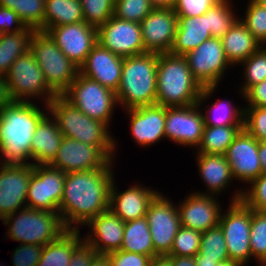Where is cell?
<instances>
[{"label": "cell", "mask_w": 266, "mask_h": 266, "mask_svg": "<svg viewBox=\"0 0 266 266\" xmlns=\"http://www.w3.org/2000/svg\"><path fill=\"white\" fill-rule=\"evenodd\" d=\"M200 242L201 232L181 226L167 256L194 257L199 252Z\"/></svg>", "instance_id": "obj_44"}, {"label": "cell", "mask_w": 266, "mask_h": 266, "mask_svg": "<svg viewBox=\"0 0 266 266\" xmlns=\"http://www.w3.org/2000/svg\"><path fill=\"white\" fill-rule=\"evenodd\" d=\"M80 231L69 229L59 239L44 245L37 266H68L74 249L83 241Z\"/></svg>", "instance_id": "obj_31"}, {"label": "cell", "mask_w": 266, "mask_h": 266, "mask_svg": "<svg viewBox=\"0 0 266 266\" xmlns=\"http://www.w3.org/2000/svg\"><path fill=\"white\" fill-rule=\"evenodd\" d=\"M172 266H196L194 257L172 256Z\"/></svg>", "instance_id": "obj_55"}, {"label": "cell", "mask_w": 266, "mask_h": 266, "mask_svg": "<svg viewBox=\"0 0 266 266\" xmlns=\"http://www.w3.org/2000/svg\"><path fill=\"white\" fill-rule=\"evenodd\" d=\"M96 250L84 240L74 249L68 266H90Z\"/></svg>", "instance_id": "obj_52"}, {"label": "cell", "mask_w": 266, "mask_h": 266, "mask_svg": "<svg viewBox=\"0 0 266 266\" xmlns=\"http://www.w3.org/2000/svg\"><path fill=\"white\" fill-rule=\"evenodd\" d=\"M194 154L199 176L206 186L205 189L207 188L206 191L202 192L200 190L195 193L218 196L228 189L230 185L232 186L234 178L225 155Z\"/></svg>", "instance_id": "obj_26"}, {"label": "cell", "mask_w": 266, "mask_h": 266, "mask_svg": "<svg viewBox=\"0 0 266 266\" xmlns=\"http://www.w3.org/2000/svg\"><path fill=\"white\" fill-rule=\"evenodd\" d=\"M178 17L173 8H154L141 22L145 51L169 53L173 47Z\"/></svg>", "instance_id": "obj_21"}, {"label": "cell", "mask_w": 266, "mask_h": 266, "mask_svg": "<svg viewBox=\"0 0 266 266\" xmlns=\"http://www.w3.org/2000/svg\"><path fill=\"white\" fill-rule=\"evenodd\" d=\"M259 143L264 146V151H266V137L259 140Z\"/></svg>", "instance_id": "obj_61"}, {"label": "cell", "mask_w": 266, "mask_h": 266, "mask_svg": "<svg viewBox=\"0 0 266 266\" xmlns=\"http://www.w3.org/2000/svg\"><path fill=\"white\" fill-rule=\"evenodd\" d=\"M149 266H172V256H155L151 258Z\"/></svg>", "instance_id": "obj_56"}, {"label": "cell", "mask_w": 266, "mask_h": 266, "mask_svg": "<svg viewBox=\"0 0 266 266\" xmlns=\"http://www.w3.org/2000/svg\"><path fill=\"white\" fill-rule=\"evenodd\" d=\"M13 102L14 100L10 94L8 83L5 77L0 75V110Z\"/></svg>", "instance_id": "obj_53"}, {"label": "cell", "mask_w": 266, "mask_h": 266, "mask_svg": "<svg viewBox=\"0 0 266 266\" xmlns=\"http://www.w3.org/2000/svg\"><path fill=\"white\" fill-rule=\"evenodd\" d=\"M80 3L84 21L97 29L114 15L115 0H80Z\"/></svg>", "instance_id": "obj_43"}, {"label": "cell", "mask_w": 266, "mask_h": 266, "mask_svg": "<svg viewBox=\"0 0 266 266\" xmlns=\"http://www.w3.org/2000/svg\"><path fill=\"white\" fill-rule=\"evenodd\" d=\"M216 90L217 86L202 88L197 101L203 113L205 126L244 125V105L241 107L235 106L232 101L226 98L217 99L216 102H211L209 106L205 105L207 100L209 101L213 94L217 92Z\"/></svg>", "instance_id": "obj_28"}, {"label": "cell", "mask_w": 266, "mask_h": 266, "mask_svg": "<svg viewBox=\"0 0 266 266\" xmlns=\"http://www.w3.org/2000/svg\"><path fill=\"white\" fill-rule=\"evenodd\" d=\"M63 135L48 112L37 124L31 141L30 164L49 165L56 156ZM32 160V161H31Z\"/></svg>", "instance_id": "obj_27"}, {"label": "cell", "mask_w": 266, "mask_h": 266, "mask_svg": "<svg viewBox=\"0 0 266 266\" xmlns=\"http://www.w3.org/2000/svg\"><path fill=\"white\" fill-rule=\"evenodd\" d=\"M125 113L130 121V136L136 145L147 148L166 139L164 106L158 104L142 106L126 109Z\"/></svg>", "instance_id": "obj_22"}, {"label": "cell", "mask_w": 266, "mask_h": 266, "mask_svg": "<svg viewBox=\"0 0 266 266\" xmlns=\"http://www.w3.org/2000/svg\"><path fill=\"white\" fill-rule=\"evenodd\" d=\"M156 104L183 107L196 104L202 86L193 77L184 56L158 54Z\"/></svg>", "instance_id": "obj_4"}, {"label": "cell", "mask_w": 266, "mask_h": 266, "mask_svg": "<svg viewBox=\"0 0 266 266\" xmlns=\"http://www.w3.org/2000/svg\"><path fill=\"white\" fill-rule=\"evenodd\" d=\"M35 31L26 27L20 32L0 34V75L5 76L13 62L30 51L31 38Z\"/></svg>", "instance_id": "obj_32"}, {"label": "cell", "mask_w": 266, "mask_h": 266, "mask_svg": "<svg viewBox=\"0 0 266 266\" xmlns=\"http://www.w3.org/2000/svg\"><path fill=\"white\" fill-rule=\"evenodd\" d=\"M250 247L258 266L266 265V211L251 209Z\"/></svg>", "instance_id": "obj_40"}, {"label": "cell", "mask_w": 266, "mask_h": 266, "mask_svg": "<svg viewBox=\"0 0 266 266\" xmlns=\"http://www.w3.org/2000/svg\"><path fill=\"white\" fill-rule=\"evenodd\" d=\"M48 112L57 122L63 137L81 141L92 146H116L115 136L105 123L94 120L57 95L48 104Z\"/></svg>", "instance_id": "obj_6"}, {"label": "cell", "mask_w": 266, "mask_h": 266, "mask_svg": "<svg viewBox=\"0 0 266 266\" xmlns=\"http://www.w3.org/2000/svg\"><path fill=\"white\" fill-rule=\"evenodd\" d=\"M120 250L154 257V246L146 216L124 223Z\"/></svg>", "instance_id": "obj_34"}, {"label": "cell", "mask_w": 266, "mask_h": 266, "mask_svg": "<svg viewBox=\"0 0 266 266\" xmlns=\"http://www.w3.org/2000/svg\"><path fill=\"white\" fill-rule=\"evenodd\" d=\"M161 191L150 202L146 218L149 225L154 257L168 255L181 227L177 204Z\"/></svg>", "instance_id": "obj_13"}, {"label": "cell", "mask_w": 266, "mask_h": 266, "mask_svg": "<svg viewBox=\"0 0 266 266\" xmlns=\"http://www.w3.org/2000/svg\"><path fill=\"white\" fill-rule=\"evenodd\" d=\"M215 266H244V265L237 261L227 259L221 262H217Z\"/></svg>", "instance_id": "obj_60"}, {"label": "cell", "mask_w": 266, "mask_h": 266, "mask_svg": "<svg viewBox=\"0 0 266 266\" xmlns=\"http://www.w3.org/2000/svg\"><path fill=\"white\" fill-rule=\"evenodd\" d=\"M196 266H215L218 261L203 260L198 255L194 256Z\"/></svg>", "instance_id": "obj_59"}, {"label": "cell", "mask_w": 266, "mask_h": 266, "mask_svg": "<svg viewBox=\"0 0 266 266\" xmlns=\"http://www.w3.org/2000/svg\"><path fill=\"white\" fill-rule=\"evenodd\" d=\"M255 1L261 4L262 6L266 7V0H255Z\"/></svg>", "instance_id": "obj_62"}, {"label": "cell", "mask_w": 266, "mask_h": 266, "mask_svg": "<svg viewBox=\"0 0 266 266\" xmlns=\"http://www.w3.org/2000/svg\"><path fill=\"white\" fill-rule=\"evenodd\" d=\"M153 8H173L176 0H149Z\"/></svg>", "instance_id": "obj_57"}, {"label": "cell", "mask_w": 266, "mask_h": 266, "mask_svg": "<svg viewBox=\"0 0 266 266\" xmlns=\"http://www.w3.org/2000/svg\"><path fill=\"white\" fill-rule=\"evenodd\" d=\"M66 173L49 165H33L26 207L59 212Z\"/></svg>", "instance_id": "obj_14"}, {"label": "cell", "mask_w": 266, "mask_h": 266, "mask_svg": "<svg viewBox=\"0 0 266 266\" xmlns=\"http://www.w3.org/2000/svg\"><path fill=\"white\" fill-rule=\"evenodd\" d=\"M116 146H92L63 137L58 152L49 166L65 173L104 168L115 160Z\"/></svg>", "instance_id": "obj_10"}, {"label": "cell", "mask_w": 266, "mask_h": 266, "mask_svg": "<svg viewBox=\"0 0 266 266\" xmlns=\"http://www.w3.org/2000/svg\"><path fill=\"white\" fill-rule=\"evenodd\" d=\"M46 32L65 56L79 68L98 43L97 28L85 21L51 27Z\"/></svg>", "instance_id": "obj_19"}, {"label": "cell", "mask_w": 266, "mask_h": 266, "mask_svg": "<svg viewBox=\"0 0 266 266\" xmlns=\"http://www.w3.org/2000/svg\"><path fill=\"white\" fill-rule=\"evenodd\" d=\"M27 26L13 10L0 6V34L20 32Z\"/></svg>", "instance_id": "obj_50"}, {"label": "cell", "mask_w": 266, "mask_h": 266, "mask_svg": "<svg viewBox=\"0 0 266 266\" xmlns=\"http://www.w3.org/2000/svg\"><path fill=\"white\" fill-rule=\"evenodd\" d=\"M112 266H149L151 257L133 252L117 250L108 253Z\"/></svg>", "instance_id": "obj_49"}, {"label": "cell", "mask_w": 266, "mask_h": 266, "mask_svg": "<svg viewBox=\"0 0 266 266\" xmlns=\"http://www.w3.org/2000/svg\"><path fill=\"white\" fill-rule=\"evenodd\" d=\"M244 129L258 141L266 137V107H244Z\"/></svg>", "instance_id": "obj_46"}, {"label": "cell", "mask_w": 266, "mask_h": 266, "mask_svg": "<svg viewBox=\"0 0 266 266\" xmlns=\"http://www.w3.org/2000/svg\"><path fill=\"white\" fill-rule=\"evenodd\" d=\"M4 77L14 101L33 102L36 99L42 101L40 105H48L57 96L48 87L43 72L30 51L18 57Z\"/></svg>", "instance_id": "obj_9"}, {"label": "cell", "mask_w": 266, "mask_h": 266, "mask_svg": "<svg viewBox=\"0 0 266 266\" xmlns=\"http://www.w3.org/2000/svg\"><path fill=\"white\" fill-rule=\"evenodd\" d=\"M153 9L149 0H115L114 16L140 23Z\"/></svg>", "instance_id": "obj_45"}, {"label": "cell", "mask_w": 266, "mask_h": 266, "mask_svg": "<svg viewBox=\"0 0 266 266\" xmlns=\"http://www.w3.org/2000/svg\"><path fill=\"white\" fill-rule=\"evenodd\" d=\"M197 255L201 259L209 261L221 262L229 259L224 234L219 225L201 232L200 248Z\"/></svg>", "instance_id": "obj_39"}, {"label": "cell", "mask_w": 266, "mask_h": 266, "mask_svg": "<svg viewBox=\"0 0 266 266\" xmlns=\"http://www.w3.org/2000/svg\"><path fill=\"white\" fill-rule=\"evenodd\" d=\"M124 221L110 209L90 219L83 227L89 229L83 235V240L96 250L97 253H111L120 250L123 235Z\"/></svg>", "instance_id": "obj_24"}, {"label": "cell", "mask_w": 266, "mask_h": 266, "mask_svg": "<svg viewBox=\"0 0 266 266\" xmlns=\"http://www.w3.org/2000/svg\"><path fill=\"white\" fill-rule=\"evenodd\" d=\"M123 60V57L97 43L80 66L79 73L116 93L121 80Z\"/></svg>", "instance_id": "obj_25"}, {"label": "cell", "mask_w": 266, "mask_h": 266, "mask_svg": "<svg viewBox=\"0 0 266 266\" xmlns=\"http://www.w3.org/2000/svg\"><path fill=\"white\" fill-rule=\"evenodd\" d=\"M158 53L124 57L116 100L121 109L156 104Z\"/></svg>", "instance_id": "obj_3"}, {"label": "cell", "mask_w": 266, "mask_h": 266, "mask_svg": "<svg viewBox=\"0 0 266 266\" xmlns=\"http://www.w3.org/2000/svg\"><path fill=\"white\" fill-rule=\"evenodd\" d=\"M239 66L243 68V80L239 85L238 91L241 94V99H244V94L254 85L261 83L266 79V47L261 46L255 53L242 61Z\"/></svg>", "instance_id": "obj_38"}, {"label": "cell", "mask_w": 266, "mask_h": 266, "mask_svg": "<svg viewBox=\"0 0 266 266\" xmlns=\"http://www.w3.org/2000/svg\"><path fill=\"white\" fill-rule=\"evenodd\" d=\"M177 204L181 226L207 231L219 225L222 205L219 196L191 192ZM181 202V203H180Z\"/></svg>", "instance_id": "obj_18"}, {"label": "cell", "mask_w": 266, "mask_h": 266, "mask_svg": "<svg viewBox=\"0 0 266 266\" xmlns=\"http://www.w3.org/2000/svg\"><path fill=\"white\" fill-rule=\"evenodd\" d=\"M234 10L232 0H221L207 11L208 31L212 37H223L239 19V13Z\"/></svg>", "instance_id": "obj_37"}, {"label": "cell", "mask_w": 266, "mask_h": 266, "mask_svg": "<svg viewBox=\"0 0 266 266\" xmlns=\"http://www.w3.org/2000/svg\"><path fill=\"white\" fill-rule=\"evenodd\" d=\"M0 6L17 13L27 27L44 31L45 0H0Z\"/></svg>", "instance_id": "obj_36"}, {"label": "cell", "mask_w": 266, "mask_h": 266, "mask_svg": "<svg viewBox=\"0 0 266 266\" xmlns=\"http://www.w3.org/2000/svg\"><path fill=\"white\" fill-rule=\"evenodd\" d=\"M205 123L198 104L183 107H165L166 140L183 147H198Z\"/></svg>", "instance_id": "obj_15"}, {"label": "cell", "mask_w": 266, "mask_h": 266, "mask_svg": "<svg viewBox=\"0 0 266 266\" xmlns=\"http://www.w3.org/2000/svg\"><path fill=\"white\" fill-rule=\"evenodd\" d=\"M30 52L41 68L48 87L56 95H62L77 77L79 67L65 56L44 31L34 32Z\"/></svg>", "instance_id": "obj_7"}, {"label": "cell", "mask_w": 266, "mask_h": 266, "mask_svg": "<svg viewBox=\"0 0 266 266\" xmlns=\"http://www.w3.org/2000/svg\"><path fill=\"white\" fill-rule=\"evenodd\" d=\"M183 56L202 88L218 87L227 70L233 67L225 56L220 38L212 37Z\"/></svg>", "instance_id": "obj_12"}, {"label": "cell", "mask_w": 266, "mask_h": 266, "mask_svg": "<svg viewBox=\"0 0 266 266\" xmlns=\"http://www.w3.org/2000/svg\"><path fill=\"white\" fill-rule=\"evenodd\" d=\"M48 105L14 101L0 110V163L30 164V148L37 124Z\"/></svg>", "instance_id": "obj_2"}, {"label": "cell", "mask_w": 266, "mask_h": 266, "mask_svg": "<svg viewBox=\"0 0 266 266\" xmlns=\"http://www.w3.org/2000/svg\"><path fill=\"white\" fill-rule=\"evenodd\" d=\"M220 39L225 56L233 67L238 66L262 46L240 19Z\"/></svg>", "instance_id": "obj_30"}, {"label": "cell", "mask_w": 266, "mask_h": 266, "mask_svg": "<svg viewBox=\"0 0 266 266\" xmlns=\"http://www.w3.org/2000/svg\"><path fill=\"white\" fill-rule=\"evenodd\" d=\"M249 185L248 187L237 189L232 198L229 197V201L242 200L252 210L266 211V174H261Z\"/></svg>", "instance_id": "obj_41"}, {"label": "cell", "mask_w": 266, "mask_h": 266, "mask_svg": "<svg viewBox=\"0 0 266 266\" xmlns=\"http://www.w3.org/2000/svg\"><path fill=\"white\" fill-rule=\"evenodd\" d=\"M239 19L263 45L266 42V7L255 0H248L244 15Z\"/></svg>", "instance_id": "obj_42"}, {"label": "cell", "mask_w": 266, "mask_h": 266, "mask_svg": "<svg viewBox=\"0 0 266 266\" xmlns=\"http://www.w3.org/2000/svg\"><path fill=\"white\" fill-rule=\"evenodd\" d=\"M230 165L234 180L249 184L262 174L258 154V140L244 128L235 137L224 154Z\"/></svg>", "instance_id": "obj_20"}, {"label": "cell", "mask_w": 266, "mask_h": 266, "mask_svg": "<svg viewBox=\"0 0 266 266\" xmlns=\"http://www.w3.org/2000/svg\"><path fill=\"white\" fill-rule=\"evenodd\" d=\"M97 42L123 58L147 53L140 23L120 19L114 15L97 29Z\"/></svg>", "instance_id": "obj_16"}, {"label": "cell", "mask_w": 266, "mask_h": 266, "mask_svg": "<svg viewBox=\"0 0 266 266\" xmlns=\"http://www.w3.org/2000/svg\"><path fill=\"white\" fill-rule=\"evenodd\" d=\"M42 250V245L19 244L11 254L12 266H37Z\"/></svg>", "instance_id": "obj_48"}, {"label": "cell", "mask_w": 266, "mask_h": 266, "mask_svg": "<svg viewBox=\"0 0 266 266\" xmlns=\"http://www.w3.org/2000/svg\"><path fill=\"white\" fill-rule=\"evenodd\" d=\"M115 181L114 178L110 191L109 209L124 222L146 216L150 202L159 191L155 190L154 187L133 183L124 191L119 192L118 184Z\"/></svg>", "instance_id": "obj_23"}, {"label": "cell", "mask_w": 266, "mask_h": 266, "mask_svg": "<svg viewBox=\"0 0 266 266\" xmlns=\"http://www.w3.org/2000/svg\"><path fill=\"white\" fill-rule=\"evenodd\" d=\"M258 154L262 166V174H266V151H264V146H262L259 143V141H258Z\"/></svg>", "instance_id": "obj_58"}, {"label": "cell", "mask_w": 266, "mask_h": 266, "mask_svg": "<svg viewBox=\"0 0 266 266\" xmlns=\"http://www.w3.org/2000/svg\"><path fill=\"white\" fill-rule=\"evenodd\" d=\"M2 223L8 228L5 239L20 244L46 245L59 239L69 229L59 212L37 210L29 207L19 209L4 217Z\"/></svg>", "instance_id": "obj_5"}, {"label": "cell", "mask_w": 266, "mask_h": 266, "mask_svg": "<svg viewBox=\"0 0 266 266\" xmlns=\"http://www.w3.org/2000/svg\"><path fill=\"white\" fill-rule=\"evenodd\" d=\"M244 125L205 126L195 153L224 155Z\"/></svg>", "instance_id": "obj_35"}, {"label": "cell", "mask_w": 266, "mask_h": 266, "mask_svg": "<svg viewBox=\"0 0 266 266\" xmlns=\"http://www.w3.org/2000/svg\"><path fill=\"white\" fill-rule=\"evenodd\" d=\"M114 161L104 168L66 173L59 214L68 229H83L90 219L109 210L110 191L117 178Z\"/></svg>", "instance_id": "obj_1"}, {"label": "cell", "mask_w": 266, "mask_h": 266, "mask_svg": "<svg viewBox=\"0 0 266 266\" xmlns=\"http://www.w3.org/2000/svg\"><path fill=\"white\" fill-rule=\"evenodd\" d=\"M62 96L88 117L105 123L108 127L111 125L112 115L118 105L113 90L78 73Z\"/></svg>", "instance_id": "obj_8"}, {"label": "cell", "mask_w": 266, "mask_h": 266, "mask_svg": "<svg viewBox=\"0 0 266 266\" xmlns=\"http://www.w3.org/2000/svg\"><path fill=\"white\" fill-rule=\"evenodd\" d=\"M244 107H266V79L252 86L245 94Z\"/></svg>", "instance_id": "obj_51"}, {"label": "cell", "mask_w": 266, "mask_h": 266, "mask_svg": "<svg viewBox=\"0 0 266 266\" xmlns=\"http://www.w3.org/2000/svg\"><path fill=\"white\" fill-rule=\"evenodd\" d=\"M32 171V164L0 163L1 219L26 207V195Z\"/></svg>", "instance_id": "obj_17"}, {"label": "cell", "mask_w": 266, "mask_h": 266, "mask_svg": "<svg viewBox=\"0 0 266 266\" xmlns=\"http://www.w3.org/2000/svg\"><path fill=\"white\" fill-rule=\"evenodd\" d=\"M211 38L208 31L207 12L196 17H178L175 40L170 53L183 56Z\"/></svg>", "instance_id": "obj_29"}, {"label": "cell", "mask_w": 266, "mask_h": 266, "mask_svg": "<svg viewBox=\"0 0 266 266\" xmlns=\"http://www.w3.org/2000/svg\"><path fill=\"white\" fill-rule=\"evenodd\" d=\"M90 266H112L109 254L96 253Z\"/></svg>", "instance_id": "obj_54"}, {"label": "cell", "mask_w": 266, "mask_h": 266, "mask_svg": "<svg viewBox=\"0 0 266 266\" xmlns=\"http://www.w3.org/2000/svg\"><path fill=\"white\" fill-rule=\"evenodd\" d=\"M84 21L80 0H45L44 32L51 27Z\"/></svg>", "instance_id": "obj_33"}, {"label": "cell", "mask_w": 266, "mask_h": 266, "mask_svg": "<svg viewBox=\"0 0 266 266\" xmlns=\"http://www.w3.org/2000/svg\"><path fill=\"white\" fill-rule=\"evenodd\" d=\"M221 0H176L173 7L177 17H196L204 15Z\"/></svg>", "instance_id": "obj_47"}, {"label": "cell", "mask_w": 266, "mask_h": 266, "mask_svg": "<svg viewBox=\"0 0 266 266\" xmlns=\"http://www.w3.org/2000/svg\"><path fill=\"white\" fill-rule=\"evenodd\" d=\"M219 226L224 234L229 259L244 266L250 263L251 208L242 200L229 202L227 209L221 213Z\"/></svg>", "instance_id": "obj_11"}]
</instances>
